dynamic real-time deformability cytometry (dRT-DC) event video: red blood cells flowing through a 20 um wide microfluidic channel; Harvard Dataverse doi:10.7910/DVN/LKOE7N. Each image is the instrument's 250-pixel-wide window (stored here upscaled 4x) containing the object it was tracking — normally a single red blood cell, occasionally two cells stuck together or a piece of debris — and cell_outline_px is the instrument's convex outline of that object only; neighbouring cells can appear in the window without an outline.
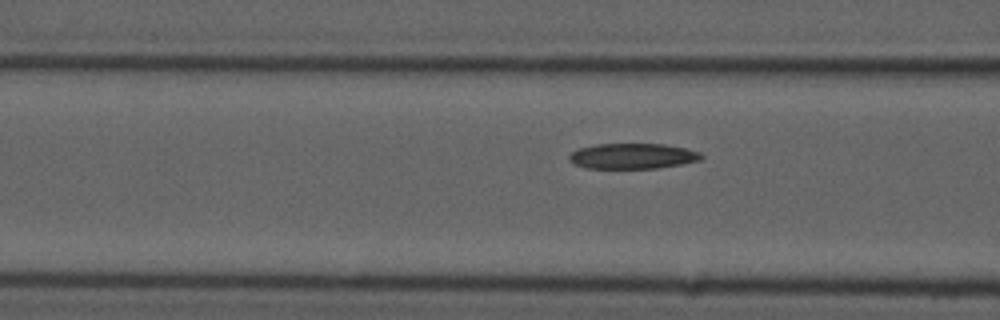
{"species": "common noctule bat (a hibernating species)", "species_latin": "Nyctalus noctula", "temperature_condition": "cold", "stored_images_in_passage": 17, "camera_frame_rate_fps": 3000, "um_per_image_px": 0.085, "animal": {"sex": "male", "forearm_length_mm": 52.5}, "frame": {"image": 1, "passage_image": 15, "time_ms": 4.667, "image_size_px": [1000, 320], "cell_outline_px": [[704, 156], [700, 160], [684, 164], [656, 168], [584, 168], [572, 164], [568, 160], [568, 156], [572, 152], [580, 148], [596, 144], [664, 144], [684, 148], [700, 152]], "centroid_in_image_um": [53.75, 13.27], "position_along_channel_um": 112.8, "area_um2": 19.71}}